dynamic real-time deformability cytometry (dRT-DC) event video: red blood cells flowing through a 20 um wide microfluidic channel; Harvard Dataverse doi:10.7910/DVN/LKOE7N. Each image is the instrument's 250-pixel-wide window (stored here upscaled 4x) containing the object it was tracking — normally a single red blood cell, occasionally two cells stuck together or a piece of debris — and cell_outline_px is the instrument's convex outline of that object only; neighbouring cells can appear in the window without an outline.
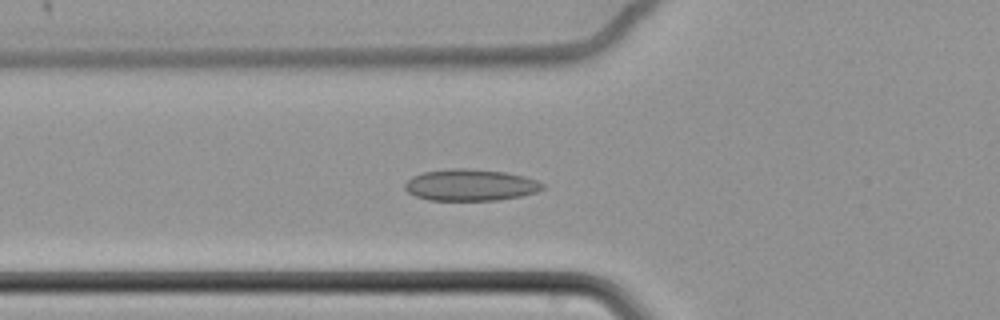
{"species": "common noctule bat (a hibernating species)", "species_latin": "Nyctalus noctula", "temperature_condition": "cold", "stored_images_in_passage": 62, "camera_frame_rate_fps": 3000, "um_per_image_px": 0.085, "animal": {"sex": "female", "body_mass_g": 22.7, "forearm_length_mm": 54.2}, "frame": {"image": 1, "passage_image": 23, "time_ms": 7.333, "image_size_px": [1000, 320], "cell_outline_px": [[544, 188], [536, 192], [520, 196], [496, 200], [428, 200], [416, 196], [408, 192], [404, 188], [404, 184], [412, 176], [424, 172], [452, 168], [468, 168], [504, 172], [524, 176], [536, 180], [544, 184]], "centroid_in_image_um": [39.97, 15.72], "position_along_channel_um": 85.8, "area_um2": 25.26}}
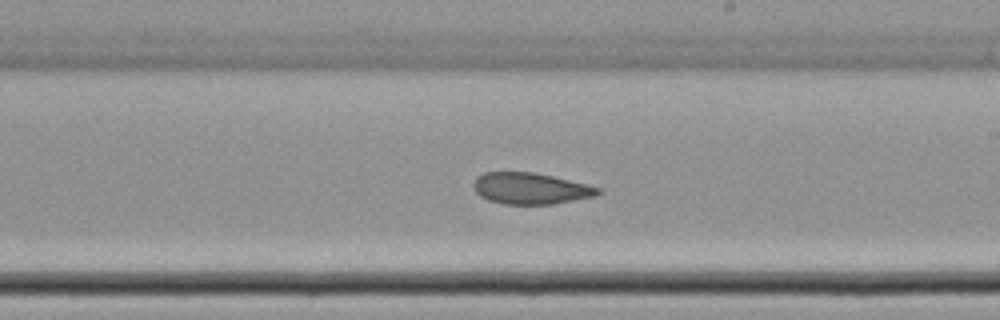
{"frame": {"image": 2, "passage_image": 37, "time_ms": 12.0, "image_size_px": [1000, 320], "cell_outline_px": [[604, 192], [596, 196], [552, 204], [504, 204], [488, 200], [480, 196], [476, 192], [472, 184], [476, 176], [484, 172], [532, 172], [552, 176], [588, 184], [600, 188]], "centroid_in_image_um": [45.1, 16.02], "position_along_channel_um": 243.9, "area_um2": 22.89}}
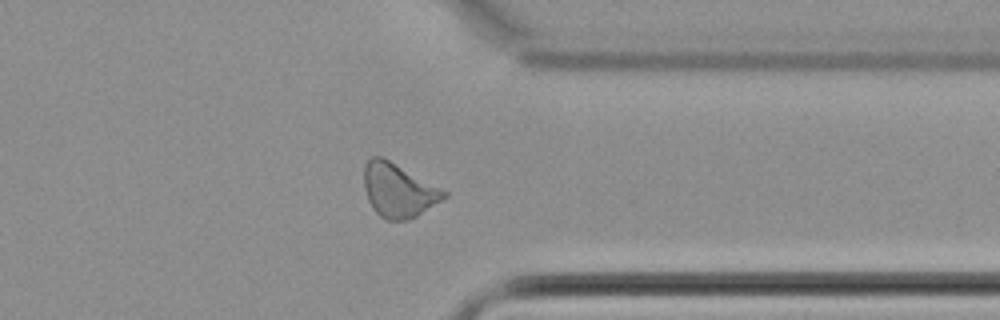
{"frame": {"image": 3, "passage_image": 49, "time_ms": 16.0, "image_size_px": [1000, 320], "cell_outline_px": [[448, 196], [416, 216], [408, 220], [384, 220], [372, 208], [368, 200], [364, 188], [364, 164], [372, 156], [380, 156], [388, 160], [448, 192]], "centroid_in_image_um": [33.83, 16.19], "position_along_channel_um": 377.6, "area_um2": 24.74}, "authors_computed_cell_mechanics": {"area_um2": 25.1719, "velocity_mm_per_s": 3.401, "shape_relaxation_time_tau1_ms": null, "shape_relaxation_time_tau2_ms": 2.7211, "deformation_change_tau1": null, "deformation_change_tau2": 0.0766}}